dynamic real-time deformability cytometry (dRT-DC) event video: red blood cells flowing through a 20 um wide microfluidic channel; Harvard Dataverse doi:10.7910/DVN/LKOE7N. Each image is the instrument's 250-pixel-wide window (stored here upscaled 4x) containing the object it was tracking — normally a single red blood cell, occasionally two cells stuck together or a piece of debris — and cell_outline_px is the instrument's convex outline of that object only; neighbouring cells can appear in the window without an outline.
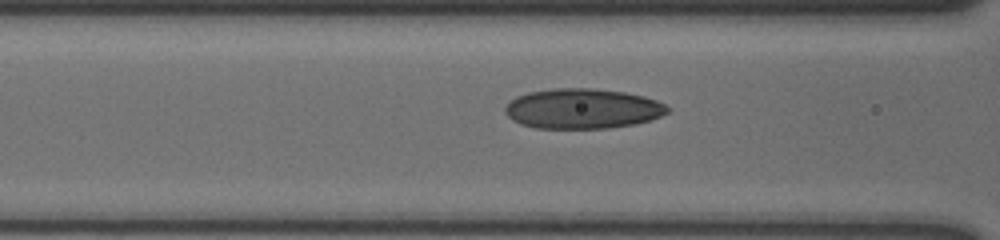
{"species": "human", "species_latin": "Homo sapiens", "temperature_condition": "cold", "stored_images_in_passage": 25, "segment_of_instrument_passage": [2, 2], "camera_frame_rate_fps": 3000, "um_per_image_px": 0.085, "donor": {"sex": "male"}, "frame": {"image": 1, "passage_image": 19, "time_ms": 6.0, "image_size_px": [1000, 240], "cell_outline_px": [[668, 112], [652, 120], [636, 124], [608, 128], [536, 128], [520, 124], [512, 120], [504, 112], [504, 108], [516, 96], [528, 92], [552, 88], [592, 88], [624, 92], [644, 96], [656, 100], [664, 104], [668, 108]], "centroid_in_image_um": [49.5, 9.24], "position_along_channel_um": 117.1, "area_um2": 38.03}}
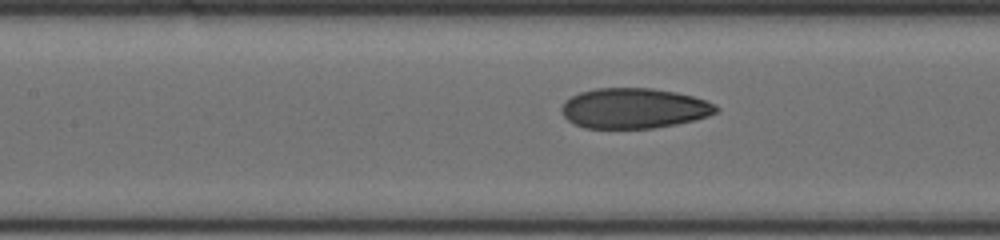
{"frame": {"image": 2, "passage_image": 22, "time_ms": 7.0, "image_size_px": [1000, 240], "cell_outline_px": [[720, 108], [716, 112], [708, 116], [696, 120], [676, 124], [652, 128], [584, 128], [568, 120], [564, 116], [560, 108], [564, 100], [580, 92], [596, 88], [652, 88], [676, 92], [692, 96], [716, 104]], "centroid_in_image_um": [53.89, 9.2], "position_along_channel_um": 153.5, "area_um2": 36.36}}